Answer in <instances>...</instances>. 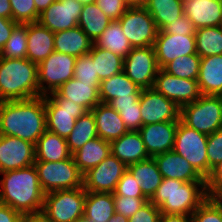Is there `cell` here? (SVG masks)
Masks as SVG:
<instances>
[{
  "label": "cell",
  "mask_w": 222,
  "mask_h": 222,
  "mask_svg": "<svg viewBox=\"0 0 222 222\" xmlns=\"http://www.w3.org/2000/svg\"><path fill=\"white\" fill-rule=\"evenodd\" d=\"M113 196L115 213H119L127 218L133 216L135 212L149 201L147 197Z\"/></svg>",
  "instance_id": "45"
},
{
  "label": "cell",
  "mask_w": 222,
  "mask_h": 222,
  "mask_svg": "<svg viewBox=\"0 0 222 222\" xmlns=\"http://www.w3.org/2000/svg\"><path fill=\"white\" fill-rule=\"evenodd\" d=\"M55 1L56 0H34V3H35L37 12L41 14Z\"/></svg>",
  "instance_id": "59"
},
{
  "label": "cell",
  "mask_w": 222,
  "mask_h": 222,
  "mask_svg": "<svg viewBox=\"0 0 222 222\" xmlns=\"http://www.w3.org/2000/svg\"><path fill=\"white\" fill-rule=\"evenodd\" d=\"M27 59L39 64L54 52V32L39 22L27 23Z\"/></svg>",
  "instance_id": "25"
},
{
  "label": "cell",
  "mask_w": 222,
  "mask_h": 222,
  "mask_svg": "<svg viewBox=\"0 0 222 222\" xmlns=\"http://www.w3.org/2000/svg\"><path fill=\"white\" fill-rule=\"evenodd\" d=\"M137 180L133 175L126 170L121 179L116 185V189L113 195H122L130 197H146L141 190V187L137 184Z\"/></svg>",
  "instance_id": "46"
},
{
  "label": "cell",
  "mask_w": 222,
  "mask_h": 222,
  "mask_svg": "<svg viewBox=\"0 0 222 222\" xmlns=\"http://www.w3.org/2000/svg\"><path fill=\"white\" fill-rule=\"evenodd\" d=\"M110 153V142L97 137L86 142L72 156L77 167L84 174L90 168H93L101 163Z\"/></svg>",
  "instance_id": "31"
},
{
  "label": "cell",
  "mask_w": 222,
  "mask_h": 222,
  "mask_svg": "<svg viewBox=\"0 0 222 222\" xmlns=\"http://www.w3.org/2000/svg\"><path fill=\"white\" fill-rule=\"evenodd\" d=\"M161 211L150 200L143 205L133 216L128 218V222H159Z\"/></svg>",
  "instance_id": "49"
},
{
  "label": "cell",
  "mask_w": 222,
  "mask_h": 222,
  "mask_svg": "<svg viewBox=\"0 0 222 222\" xmlns=\"http://www.w3.org/2000/svg\"><path fill=\"white\" fill-rule=\"evenodd\" d=\"M110 144L111 153L127 167L150 158L139 131H128Z\"/></svg>",
  "instance_id": "24"
},
{
  "label": "cell",
  "mask_w": 222,
  "mask_h": 222,
  "mask_svg": "<svg viewBox=\"0 0 222 222\" xmlns=\"http://www.w3.org/2000/svg\"><path fill=\"white\" fill-rule=\"evenodd\" d=\"M18 23L12 19L0 17V52L10 38L11 32Z\"/></svg>",
  "instance_id": "51"
},
{
  "label": "cell",
  "mask_w": 222,
  "mask_h": 222,
  "mask_svg": "<svg viewBox=\"0 0 222 222\" xmlns=\"http://www.w3.org/2000/svg\"><path fill=\"white\" fill-rule=\"evenodd\" d=\"M110 22V18L101 11L97 4L92 3L83 5L78 26L93 42H95L102 35Z\"/></svg>",
  "instance_id": "34"
},
{
  "label": "cell",
  "mask_w": 222,
  "mask_h": 222,
  "mask_svg": "<svg viewBox=\"0 0 222 222\" xmlns=\"http://www.w3.org/2000/svg\"><path fill=\"white\" fill-rule=\"evenodd\" d=\"M94 62L95 74L100 82L123 71L124 58L113 54L111 51L99 48L93 44L90 50Z\"/></svg>",
  "instance_id": "36"
},
{
  "label": "cell",
  "mask_w": 222,
  "mask_h": 222,
  "mask_svg": "<svg viewBox=\"0 0 222 222\" xmlns=\"http://www.w3.org/2000/svg\"><path fill=\"white\" fill-rule=\"evenodd\" d=\"M95 3L111 21L119 20L128 9L123 0H95Z\"/></svg>",
  "instance_id": "48"
},
{
  "label": "cell",
  "mask_w": 222,
  "mask_h": 222,
  "mask_svg": "<svg viewBox=\"0 0 222 222\" xmlns=\"http://www.w3.org/2000/svg\"><path fill=\"white\" fill-rule=\"evenodd\" d=\"M39 183L44 193L83 187V173L73 156L59 162L35 161Z\"/></svg>",
  "instance_id": "6"
},
{
  "label": "cell",
  "mask_w": 222,
  "mask_h": 222,
  "mask_svg": "<svg viewBox=\"0 0 222 222\" xmlns=\"http://www.w3.org/2000/svg\"><path fill=\"white\" fill-rule=\"evenodd\" d=\"M47 96L49 98H66L83 106L87 111H91L101 102L99 87H95L91 83H82L74 77Z\"/></svg>",
  "instance_id": "22"
},
{
  "label": "cell",
  "mask_w": 222,
  "mask_h": 222,
  "mask_svg": "<svg viewBox=\"0 0 222 222\" xmlns=\"http://www.w3.org/2000/svg\"><path fill=\"white\" fill-rule=\"evenodd\" d=\"M83 4L78 0H56L38 19L51 32L64 31L78 26Z\"/></svg>",
  "instance_id": "17"
},
{
  "label": "cell",
  "mask_w": 222,
  "mask_h": 222,
  "mask_svg": "<svg viewBox=\"0 0 222 222\" xmlns=\"http://www.w3.org/2000/svg\"><path fill=\"white\" fill-rule=\"evenodd\" d=\"M196 52L203 58L222 54V27H203L196 29Z\"/></svg>",
  "instance_id": "38"
},
{
  "label": "cell",
  "mask_w": 222,
  "mask_h": 222,
  "mask_svg": "<svg viewBox=\"0 0 222 222\" xmlns=\"http://www.w3.org/2000/svg\"><path fill=\"white\" fill-rule=\"evenodd\" d=\"M46 131L44 95L32 99L0 102V134L32 144Z\"/></svg>",
  "instance_id": "1"
},
{
  "label": "cell",
  "mask_w": 222,
  "mask_h": 222,
  "mask_svg": "<svg viewBox=\"0 0 222 222\" xmlns=\"http://www.w3.org/2000/svg\"><path fill=\"white\" fill-rule=\"evenodd\" d=\"M142 126L165 121H179L180 109L154 88L143 89L140 94Z\"/></svg>",
  "instance_id": "15"
},
{
  "label": "cell",
  "mask_w": 222,
  "mask_h": 222,
  "mask_svg": "<svg viewBox=\"0 0 222 222\" xmlns=\"http://www.w3.org/2000/svg\"><path fill=\"white\" fill-rule=\"evenodd\" d=\"M180 120L206 135L222 128V95H202L180 109Z\"/></svg>",
  "instance_id": "5"
},
{
  "label": "cell",
  "mask_w": 222,
  "mask_h": 222,
  "mask_svg": "<svg viewBox=\"0 0 222 222\" xmlns=\"http://www.w3.org/2000/svg\"><path fill=\"white\" fill-rule=\"evenodd\" d=\"M0 203L19 213L42 211L45 193L42 190L36 168L33 165L0 173Z\"/></svg>",
  "instance_id": "2"
},
{
  "label": "cell",
  "mask_w": 222,
  "mask_h": 222,
  "mask_svg": "<svg viewBox=\"0 0 222 222\" xmlns=\"http://www.w3.org/2000/svg\"><path fill=\"white\" fill-rule=\"evenodd\" d=\"M208 196L205 181L163 178L150 201L161 213L192 215Z\"/></svg>",
  "instance_id": "3"
},
{
  "label": "cell",
  "mask_w": 222,
  "mask_h": 222,
  "mask_svg": "<svg viewBox=\"0 0 222 222\" xmlns=\"http://www.w3.org/2000/svg\"><path fill=\"white\" fill-rule=\"evenodd\" d=\"M66 138L45 131L35 145V161L59 162L71 158Z\"/></svg>",
  "instance_id": "28"
},
{
  "label": "cell",
  "mask_w": 222,
  "mask_h": 222,
  "mask_svg": "<svg viewBox=\"0 0 222 222\" xmlns=\"http://www.w3.org/2000/svg\"><path fill=\"white\" fill-rule=\"evenodd\" d=\"M209 197L218 203H222V180L209 192Z\"/></svg>",
  "instance_id": "58"
},
{
  "label": "cell",
  "mask_w": 222,
  "mask_h": 222,
  "mask_svg": "<svg viewBox=\"0 0 222 222\" xmlns=\"http://www.w3.org/2000/svg\"><path fill=\"white\" fill-rule=\"evenodd\" d=\"M159 222H192L191 215L161 213Z\"/></svg>",
  "instance_id": "55"
},
{
  "label": "cell",
  "mask_w": 222,
  "mask_h": 222,
  "mask_svg": "<svg viewBox=\"0 0 222 222\" xmlns=\"http://www.w3.org/2000/svg\"><path fill=\"white\" fill-rule=\"evenodd\" d=\"M118 21L133 48L154 46L159 30L145 7L128 8Z\"/></svg>",
  "instance_id": "10"
},
{
  "label": "cell",
  "mask_w": 222,
  "mask_h": 222,
  "mask_svg": "<svg viewBox=\"0 0 222 222\" xmlns=\"http://www.w3.org/2000/svg\"><path fill=\"white\" fill-rule=\"evenodd\" d=\"M158 70L154 46L132 48L124 58L123 72L142 90L153 88Z\"/></svg>",
  "instance_id": "12"
},
{
  "label": "cell",
  "mask_w": 222,
  "mask_h": 222,
  "mask_svg": "<svg viewBox=\"0 0 222 222\" xmlns=\"http://www.w3.org/2000/svg\"><path fill=\"white\" fill-rule=\"evenodd\" d=\"M39 97L38 64L0 57V102Z\"/></svg>",
  "instance_id": "4"
},
{
  "label": "cell",
  "mask_w": 222,
  "mask_h": 222,
  "mask_svg": "<svg viewBox=\"0 0 222 222\" xmlns=\"http://www.w3.org/2000/svg\"><path fill=\"white\" fill-rule=\"evenodd\" d=\"M154 49L158 67L163 68L180 56L196 54V38L195 35H173L159 30Z\"/></svg>",
  "instance_id": "18"
},
{
  "label": "cell",
  "mask_w": 222,
  "mask_h": 222,
  "mask_svg": "<svg viewBox=\"0 0 222 222\" xmlns=\"http://www.w3.org/2000/svg\"><path fill=\"white\" fill-rule=\"evenodd\" d=\"M222 180V160L215 165L205 179L208 193Z\"/></svg>",
  "instance_id": "52"
},
{
  "label": "cell",
  "mask_w": 222,
  "mask_h": 222,
  "mask_svg": "<svg viewBox=\"0 0 222 222\" xmlns=\"http://www.w3.org/2000/svg\"><path fill=\"white\" fill-rule=\"evenodd\" d=\"M128 8L145 7L147 0H123Z\"/></svg>",
  "instance_id": "60"
},
{
  "label": "cell",
  "mask_w": 222,
  "mask_h": 222,
  "mask_svg": "<svg viewBox=\"0 0 222 222\" xmlns=\"http://www.w3.org/2000/svg\"><path fill=\"white\" fill-rule=\"evenodd\" d=\"M153 88L173 101L179 109L202 96L197 80L175 77L162 68L157 72Z\"/></svg>",
  "instance_id": "14"
},
{
  "label": "cell",
  "mask_w": 222,
  "mask_h": 222,
  "mask_svg": "<svg viewBox=\"0 0 222 222\" xmlns=\"http://www.w3.org/2000/svg\"><path fill=\"white\" fill-rule=\"evenodd\" d=\"M84 187L57 190L45 194L42 211L53 222H73L84 215Z\"/></svg>",
  "instance_id": "8"
},
{
  "label": "cell",
  "mask_w": 222,
  "mask_h": 222,
  "mask_svg": "<svg viewBox=\"0 0 222 222\" xmlns=\"http://www.w3.org/2000/svg\"><path fill=\"white\" fill-rule=\"evenodd\" d=\"M74 78L82 83H91L95 87H100V80L95 74L94 62L90 53L76 57Z\"/></svg>",
  "instance_id": "42"
},
{
  "label": "cell",
  "mask_w": 222,
  "mask_h": 222,
  "mask_svg": "<svg viewBox=\"0 0 222 222\" xmlns=\"http://www.w3.org/2000/svg\"><path fill=\"white\" fill-rule=\"evenodd\" d=\"M73 222H91V221L83 215L79 218H76Z\"/></svg>",
  "instance_id": "62"
},
{
  "label": "cell",
  "mask_w": 222,
  "mask_h": 222,
  "mask_svg": "<svg viewBox=\"0 0 222 222\" xmlns=\"http://www.w3.org/2000/svg\"><path fill=\"white\" fill-rule=\"evenodd\" d=\"M138 99L139 97H119L114 98L108 104L110 106H127L133 105V103L136 102Z\"/></svg>",
  "instance_id": "56"
},
{
  "label": "cell",
  "mask_w": 222,
  "mask_h": 222,
  "mask_svg": "<svg viewBox=\"0 0 222 222\" xmlns=\"http://www.w3.org/2000/svg\"><path fill=\"white\" fill-rule=\"evenodd\" d=\"M127 166L110 153L97 166L83 174L86 192L113 193Z\"/></svg>",
  "instance_id": "13"
},
{
  "label": "cell",
  "mask_w": 222,
  "mask_h": 222,
  "mask_svg": "<svg viewBox=\"0 0 222 222\" xmlns=\"http://www.w3.org/2000/svg\"><path fill=\"white\" fill-rule=\"evenodd\" d=\"M111 107L119 113L128 131H139L142 126L140 97L133 105Z\"/></svg>",
  "instance_id": "44"
},
{
  "label": "cell",
  "mask_w": 222,
  "mask_h": 222,
  "mask_svg": "<svg viewBox=\"0 0 222 222\" xmlns=\"http://www.w3.org/2000/svg\"><path fill=\"white\" fill-rule=\"evenodd\" d=\"M108 222H128V218L119 214L115 213Z\"/></svg>",
  "instance_id": "61"
},
{
  "label": "cell",
  "mask_w": 222,
  "mask_h": 222,
  "mask_svg": "<svg viewBox=\"0 0 222 222\" xmlns=\"http://www.w3.org/2000/svg\"><path fill=\"white\" fill-rule=\"evenodd\" d=\"M34 163L35 144L0 134V173L29 167Z\"/></svg>",
  "instance_id": "16"
},
{
  "label": "cell",
  "mask_w": 222,
  "mask_h": 222,
  "mask_svg": "<svg viewBox=\"0 0 222 222\" xmlns=\"http://www.w3.org/2000/svg\"><path fill=\"white\" fill-rule=\"evenodd\" d=\"M127 170L137 180L142 193L150 200L163 179L154 158L133 163L127 167Z\"/></svg>",
  "instance_id": "30"
},
{
  "label": "cell",
  "mask_w": 222,
  "mask_h": 222,
  "mask_svg": "<svg viewBox=\"0 0 222 222\" xmlns=\"http://www.w3.org/2000/svg\"><path fill=\"white\" fill-rule=\"evenodd\" d=\"M208 135L178 121L173 151L185 158L206 179L210 173L207 157Z\"/></svg>",
  "instance_id": "7"
},
{
  "label": "cell",
  "mask_w": 222,
  "mask_h": 222,
  "mask_svg": "<svg viewBox=\"0 0 222 222\" xmlns=\"http://www.w3.org/2000/svg\"><path fill=\"white\" fill-rule=\"evenodd\" d=\"M162 31L167 34L176 35H195V27L192 22L183 15L173 23L167 24Z\"/></svg>",
  "instance_id": "50"
},
{
  "label": "cell",
  "mask_w": 222,
  "mask_h": 222,
  "mask_svg": "<svg viewBox=\"0 0 222 222\" xmlns=\"http://www.w3.org/2000/svg\"><path fill=\"white\" fill-rule=\"evenodd\" d=\"M10 4L13 21L19 24L38 22L40 14L34 0H10Z\"/></svg>",
  "instance_id": "41"
},
{
  "label": "cell",
  "mask_w": 222,
  "mask_h": 222,
  "mask_svg": "<svg viewBox=\"0 0 222 222\" xmlns=\"http://www.w3.org/2000/svg\"><path fill=\"white\" fill-rule=\"evenodd\" d=\"M145 8L154 19L158 30L183 16L182 0H147Z\"/></svg>",
  "instance_id": "35"
},
{
  "label": "cell",
  "mask_w": 222,
  "mask_h": 222,
  "mask_svg": "<svg viewBox=\"0 0 222 222\" xmlns=\"http://www.w3.org/2000/svg\"><path fill=\"white\" fill-rule=\"evenodd\" d=\"M76 57L61 52H52L38 64L39 96L56 91L74 77Z\"/></svg>",
  "instance_id": "9"
},
{
  "label": "cell",
  "mask_w": 222,
  "mask_h": 222,
  "mask_svg": "<svg viewBox=\"0 0 222 222\" xmlns=\"http://www.w3.org/2000/svg\"><path fill=\"white\" fill-rule=\"evenodd\" d=\"M91 111L94 115L97 135L103 140L111 142L128 132L119 113L109 104L100 102Z\"/></svg>",
  "instance_id": "23"
},
{
  "label": "cell",
  "mask_w": 222,
  "mask_h": 222,
  "mask_svg": "<svg viewBox=\"0 0 222 222\" xmlns=\"http://www.w3.org/2000/svg\"><path fill=\"white\" fill-rule=\"evenodd\" d=\"M94 44L122 58H125L133 48L124 35L121 23L118 20L111 21Z\"/></svg>",
  "instance_id": "33"
},
{
  "label": "cell",
  "mask_w": 222,
  "mask_h": 222,
  "mask_svg": "<svg viewBox=\"0 0 222 222\" xmlns=\"http://www.w3.org/2000/svg\"><path fill=\"white\" fill-rule=\"evenodd\" d=\"M27 23L17 24L0 52V57L10 59L27 58Z\"/></svg>",
  "instance_id": "39"
},
{
  "label": "cell",
  "mask_w": 222,
  "mask_h": 222,
  "mask_svg": "<svg viewBox=\"0 0 222 222\" xmlns=\"http://www.w3.org/2000/svg\"><path fill=\"white\" fill-rule=\"evenodd\" d=\"M83 5L95 3V0H78Z\"/></svg>",
  "instance_id": "63"
},
{
  "label": "cell",
  "mask_w": 222,
  "mask_h": 222,
  "mask_svg": "<svg viewBox=\"0 0 222 222\" xmlns=\"http://www.w3.org/2000/svg\"><path fill=\"white\" fill-rule=\"evenodd\" d=\"M178 121L143 125L139 129L149 157L173 150Z\"/></svg>",
  "instance_id": "19"
},
{
  "label": "cell",
  "mask_w": 222,
  "mask_h": 222,
  "mask_svg": "<svg viewBox=\"0 0 222 222\" xmlns=\"http://www.w3.org/2000/svg\"><path fill=\"white\" fill-rule=\"evenodd\" d=\"M114 214L113 193L86 192L84 216L91 222H108Z\"/></svg>",
  "instance_id": "32"
},
{
  "label": "cell",
  "mask_w": 222,
  "mask_h": 222,
  "mask_svg": "<svg viewBox=\"0 0 222 222\" xmlns=\"http://www.w3.org/2000/svg\"><path fill=\"white\" fill-rule=\"evenodd\" d=\"M46 130L67 138L74 128L77 118L87 110L66 98H49L44 95Z\"/></svg>",
  "instance_id": "11"
},
{
  "label": "cell",
  "mask_w": 222,
  "mask_h": 222,
  "mask_svg": "<svg viewBox=\"0 0 222 222\" xmlns=\"http://www.w3.org/2000/svg\"><path fill=\"white\" fill-rule=\"evenodd\" d=\"M141 91L122 71L100 82L99 96L101 103L108 104L114 98L140 97Z\"/></svg>",
  "instance_id": "29"
},
{
  "label": "cell",
  "mask_w": 222,
  "mask_h": 222,
  "mask_svg": "<svg viewBox=\"0 0 222 222\" xmlns=\"http://www.w3.org/2000/svg\"><path fill=\"white\" fill-rule=\"evenodd\" d=\"M22 214L10 206L0 203V222H21Z\"/></svg>",
  "instance_id": "53"
},
{
  "label": "cell",
  "mask_w": 222,
  "mask_h": 222,
  "mask_svg": "<svg viewBox=\"0 0 222 222\" xmlns=\"http://www.w3.org/2000/svg\"><path fill=\"white\" fill-rule=\"evenodd\" d=\"M21 222H53L43 211L22 215Z\"/></svg>",
  "instance_id": "54"
},
{
  "label": "cell",
  "mask_w": 222,
  "mask_h": 222,
  "mask_svg": "<svg viewBox=\"0 0 222 222\" xmlns=\"http://www.w3.org/2000/svg\"><path fill=\"white\" fill-rule=\"evenodd\" d=\"M97 129L92 111H87L85 114L76 119L73 130L66 138L68 148L73 155L86 142L97 138Z\"/></svg>",
  "instance_id": "37"
},
{
  "label": "cell",
  "mask_w": 222,
  "mask_h": 222,
  "mask_svg": "<svg viewBox=\"0 0 222 222\" xmlns=\"http://www.w3.org/2000/svg\"><path fill=\"white\" fill-rule=\"evenodd\" d=\"M153 158L162 178L178 179L183 182L205 181L189 161L173 150L156 155Z\"/></svg>",
  "instance_id": "21"
},
{
  "label": "cell",
  "mask_w": 222,
  "mask_h": 222,
  "mask_svg": "<svg viewBox=\"0 0 222 222\" xmlns=\"http://www.w3.org/2000/svg\"><path fill=\"white\" fill-rule=\"evenodd\" d=\"M207 157L210 171L222 160V128L208 135Z\"/></svg>",
  "instance_id": "47"
},
{
  "label": "cell",
  "mask_w": 222,
  "mask_h": 222,
  "mask_svg": "<svg viewBox=\"0 0 222 222\" xmlns=\"http://www.w3.org/2000/svg\"><path fill=\"white\" fill-rule=\"evenodd\" d=\"M200 60L201 57L197 53L182 57L180 56L166 64L162 69L175 77L197 80Z\"/></svg>",
  "instance_id": "40"
},
{
  "label": "cell",
  "mask_w": 222,
  "mask_h": 222,
  "mask_svg": "<svg viewBox=\"0 0 222 222\" xmlns=\"http://www.w3.org/2000/svg\"><path fill=\"white\" fill-rule=\"evenodd\" d=\"M0 17L12 19L10 0H0Z\"/></svg>",
  "instance_id": "57"
},
{
  "label": "cell",
  "mask_w": 222,
  "mask_h": 222,
  "mask_svg": "<svg viewBox=\"0 0 222 222\" xmlns=\"http://www.w3.org/2000/svg\"><path fill=\"white\" fill-rule=\"evenodd\" d=\"M197 81L202 95H222V54L201 58Z\"/></svg>",
  "instance_id": "26"
},
{
  "label": "cell",
  "mask_w": 222,
  "mask_h": 222,
  "mask_svg": "<svg viewBox=\"0 0 222 222\" xmlns=\"http://www.w3.org/2000/svg\"><path fill=\"white\" fill-rule=\"evenodd\" d=\"M183 15L195 29L221 25L222 0H182Z\"/></svg>",
  "instance_id": "20"
},
{
  "label": "cell",
  "mask_w": 222,
  "mask_h": 222,
  "mask_svg": "<svg viewBox=\"0 0 222 222\" xmlns=\"http://www.w3.org/2000/svg\"><path fill=\"white\" fill-rule=\"evenodd\" d=\"M93 44L79 26L54 32V50L57 52L79 57L89 53Z\"/></svg>",
  "instance_id": "27"
},
{
  "label": "cell",
  "mask_w": 222,
  "mask_h": 222,
  "mask_svg": "<svg viewBox=\"0 0 222 222\" xmlns=\"http://www.w3.org/2000/svg\"><path fill=\"white\" fill-rule=\"evenodd\" d=\"M192 222H222V203L208 198L191 215Z\"/></svg>",
  "instance_id": "43"
}]
</instances>
